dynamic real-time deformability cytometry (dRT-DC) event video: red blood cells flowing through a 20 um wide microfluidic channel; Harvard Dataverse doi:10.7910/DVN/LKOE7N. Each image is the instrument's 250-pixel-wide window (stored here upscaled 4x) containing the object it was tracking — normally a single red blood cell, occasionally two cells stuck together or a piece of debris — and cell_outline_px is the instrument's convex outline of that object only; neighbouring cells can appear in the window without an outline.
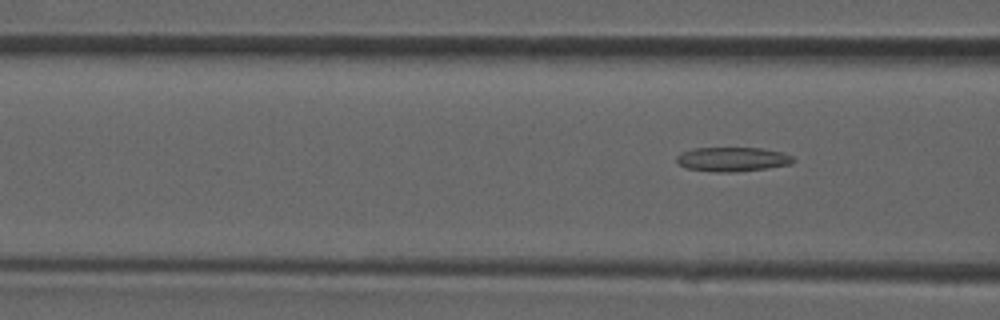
{"species": "common noctule bat (a hibernating species)", "species_latin": "Nyctalus noctula", "temperature_condition": "room temperature", "stored_images_in_passage": 5, "camera_frame_rate_fps": 3000, "um_per_image_px": 0.085, "animal": {"sex": "male", "forearm_length_mm": 52.5}, "frame": {"image": 1, "passage_image": 5, "time_ms": 4.667, "image_size_px": [1000, 320], "cell_outline_px": [[796, 160], [792, 164], [764, 168], [728, 172], [716, 172], [684, 168], [676, 160], [676, 156], [680, 152], [692, 148], [760, 148], [780, 152], [792, 156]], "centroid_in_image_um": [62.21, 13.53], "position_along_channel_um": 104.4, "area_um2": 16.42}}